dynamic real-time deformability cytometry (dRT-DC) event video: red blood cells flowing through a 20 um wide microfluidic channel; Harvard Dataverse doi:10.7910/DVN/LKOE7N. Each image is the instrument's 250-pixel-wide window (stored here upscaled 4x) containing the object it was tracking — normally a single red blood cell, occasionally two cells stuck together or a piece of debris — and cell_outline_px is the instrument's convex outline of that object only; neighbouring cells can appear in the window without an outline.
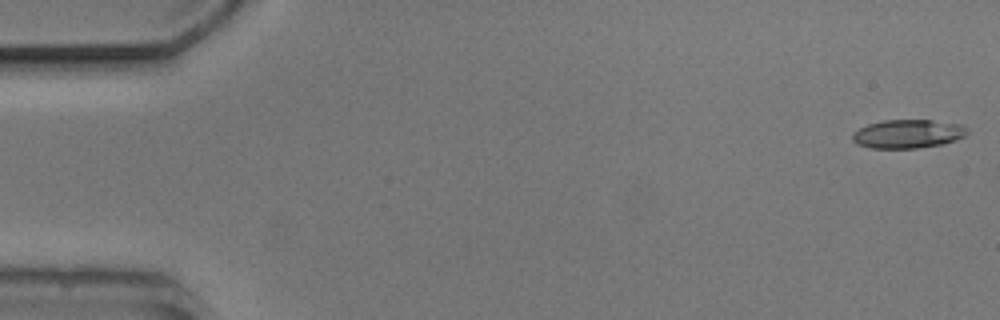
{"species": "common noctule bat (a hibernating species)", "species_latin": "Nyctalus noctula", "temperature_condition": "cold", "stored_images_in_passage": 22, "camera_frame_rate_fps": 3000, "um_per_image_px": 0.085, "animal": {"sex": "male", "body_mass_g": 20.5, "forearm_length_mm": 52.5}, "frame": {"image": 1, "passage_image": 1, "time_ms": 0.0, "image_size_px": [1000, 320], "cell_outline_px": [[968, 132], [964, 136], [956, 140], [944, 144], [916, 148], [872, 148], [856, 144], [852, 140], [852, 132], [868, 124], [884, 120], [932, 120], [960, 124], [968, 128]], "centroid_in_image_um": [77.17, 11.38], "position_along_channel_um": 7.8, "area_um2": 19.25}}
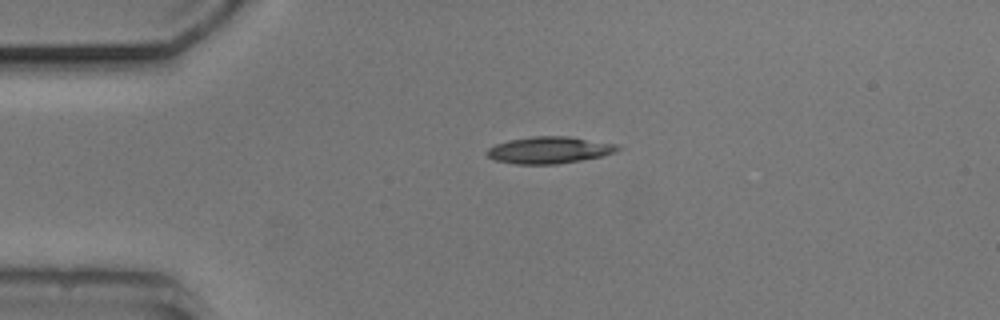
{"frame": {"image": 2, "passage_image": 12, "time_ms": 3.667, "image_size_px": [1000, 320], "cell_outline_px": [[624, 148], [616, 152], [600, 156], [580, 160], [556, 164], [516, 164], [492, 160], [484, 152], [488, 148], [496, 144], [508, 140], [532, 136], [568, 136], [616, 144]], "centroid_in_image_um": [46.66, 12.75], "position_along_channel_um": 38.3, "area_um2": 20.52}}
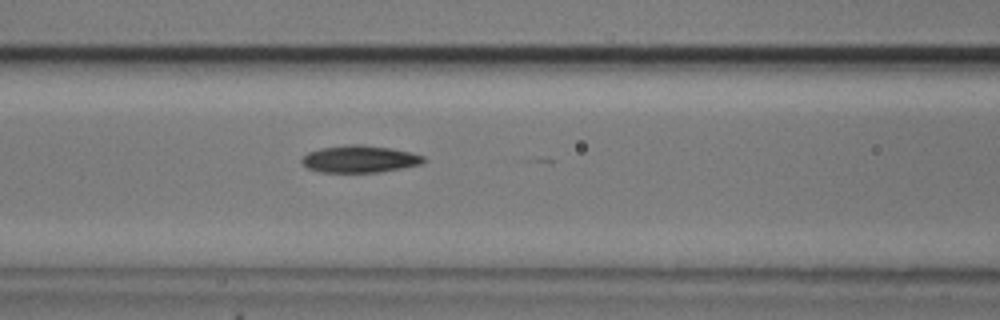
{"frame": {"image": 3, "passage_image": 22, "time_ms": 7.0, "image_size_px": [1000, 320], "cell_outline_px": [[428, 160], [420, 164], [380, 172], [320, 172], [308, 168], [300, 160], [308, 152], [320, 148], [344, 144], [360, 144], [392, 148], [412, 152], [424, 156]], "centroid_in_image_um": [30.59, 13.5], "position_along_channel_um": 136.0, "area_um2": 19.36}}